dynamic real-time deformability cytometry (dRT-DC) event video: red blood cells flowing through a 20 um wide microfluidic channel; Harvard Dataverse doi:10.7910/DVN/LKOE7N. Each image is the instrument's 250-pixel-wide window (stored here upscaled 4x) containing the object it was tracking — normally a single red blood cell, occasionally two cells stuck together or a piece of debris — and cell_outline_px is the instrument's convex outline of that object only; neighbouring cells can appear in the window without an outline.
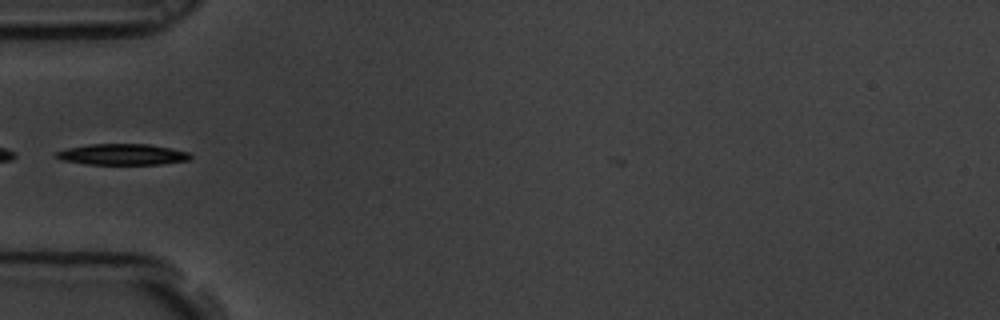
{"species": "common noctule bat (a hibernating species)", "species_latin": "Nyctalus noctula", "temperature_condition": "room temperature", "stored_images_in_passage": 7, "camera_frame_rate_fps": 3000, "um_per_image_px": 0.085, "animal": {"sex": "male", "body_mass_g": 19.5, "forearm_length_mm": 54.6}, "frame": {"image": 1, "passage_image": 6, "time_ms": 1.667, "image_size_px": [1000, 320], "cell_outline_px": [[192, 156], [188, 160], [160, 164], [88, 164], [64, 160], [56, 156], [56, 152], [68, 148], [88, 144], [148, 144], [172, 148], [188, 152]], "centroid_in_image_um": [10.44, 13.12], "position_along_channel_um": 74.6, "area_um2": 16.24}}